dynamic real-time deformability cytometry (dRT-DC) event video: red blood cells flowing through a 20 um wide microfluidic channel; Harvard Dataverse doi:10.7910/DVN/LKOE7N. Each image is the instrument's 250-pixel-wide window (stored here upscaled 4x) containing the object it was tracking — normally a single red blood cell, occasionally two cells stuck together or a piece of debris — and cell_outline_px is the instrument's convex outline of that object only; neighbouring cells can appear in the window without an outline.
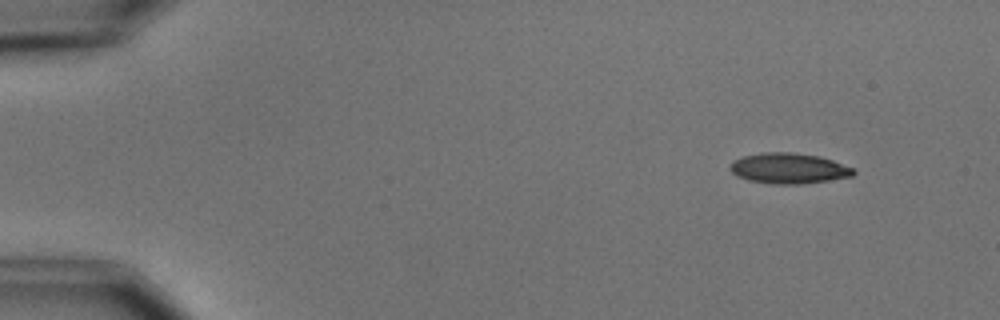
{"species": "common noctule bat (a hibernating species)", "species_latin": "Nyctalus noctula", "temperature_condition": "cold", "stored_images_in_passage": 4, "camera_frame_rate_fps": 3000, "um_per_image_px": 0.085, "animal": {"sex": "male", "body_mass_g": 15.6}, "frame": {"image": 1, "passage_image": 1, "time_ms": 0.0, "image_size_px": [1000, 320], "cell_outline_px": [[856, 172], [852, 176], [828, 180], [796, 184], [776, 184], [748, 180], [736, 176], [728, 168], [728, 164], [732, 160], [744, 156], [764, 152], [788, 152], [820, 156], [856, 168]], "centroid_in_image_um": [67.02, 14.3], "position_along_channel_um": 18.0, "area_um2": 22.02}}
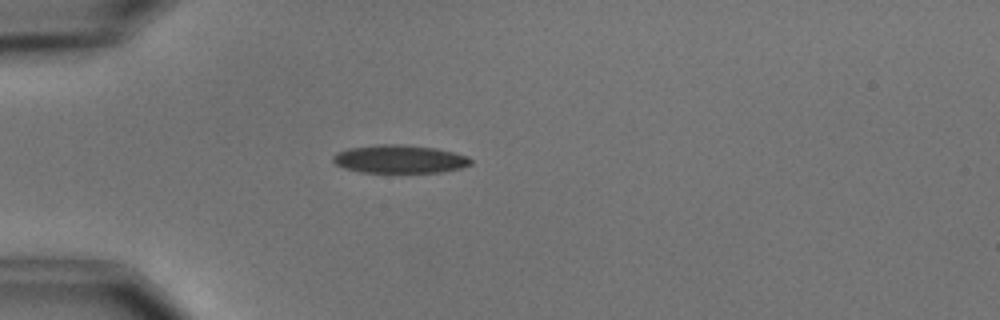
{"frame": {"image": 2, "passage_image": 4, "time_ms": 3.333, "image_size_px": [1000, 320], "cell_outline_px": [[472, 164], [460, 168], [444, 172], [360, 172], [344, 168], [336, 164], [332, 160], [332, 156], [336, 152], [348, 148], [376, 144], [404, 144], [436, 148], [468, 156], [472, 160]], "centroid_in_image_um": [33.95, 13.51], "position_along_channel_um": 51.0, "area_um2": 22.77}}